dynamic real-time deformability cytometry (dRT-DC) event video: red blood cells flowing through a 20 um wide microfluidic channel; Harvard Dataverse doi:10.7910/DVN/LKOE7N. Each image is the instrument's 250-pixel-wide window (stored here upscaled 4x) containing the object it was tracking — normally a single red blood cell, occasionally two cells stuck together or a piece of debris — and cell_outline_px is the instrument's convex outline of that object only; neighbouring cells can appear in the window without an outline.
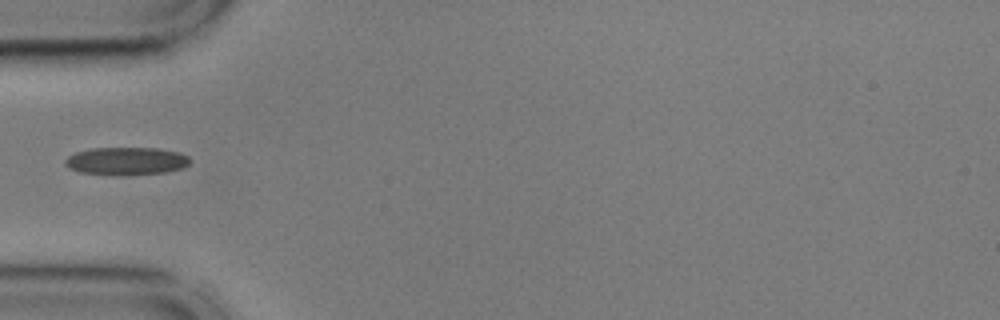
{"species": "common noctule bat (a hibernating species)", "species_latin": "Nyctalus noctula", "temperature_condition": "cold", "stored_images_in_passage": 38, "camera_frame_rate_fps": 3000, "um_per_image_px": 0.085, "animal": {"sex": "male", "body_mass_g": 17.9, "forearm_length_mm": 54.2}, "frame": {"image": 1, "passage_image": 1, "time_ms": 0.0, "image_size_px": [1000, 320], "cell_outline_px": [[192, 160], [184, 168], [164, 172], [80, 172], [68, 168], [64, 164], [64, 160], [68, 156], [76, 152], [92, 148], [160, 148], [180, 152], [188, 156]], "centroid_in_image_um": [10.77, 13.63], "position_along_channel_um": 74.2, "area_um2": 19.31}}
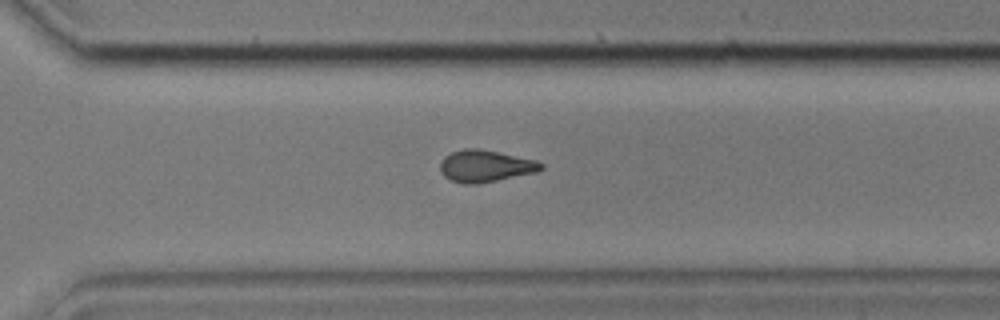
{"frame": {"image": 2, "passage_image": 22, "time_ms": 7.0, "image_size_px": [1000, 320], "cell_outline_px": [[544, 168], [536, 172], [480, 184], [460, 184], [444, 176], [440, 172], [440, 160], [444, 156], [452, 152], [464, 148], [480, 148], [536, 160], [544, 164]], "centroid_in_image_um": [41.24, 14.11], "position_along_channel_um": 329.4, "area_um2": 19.02}}
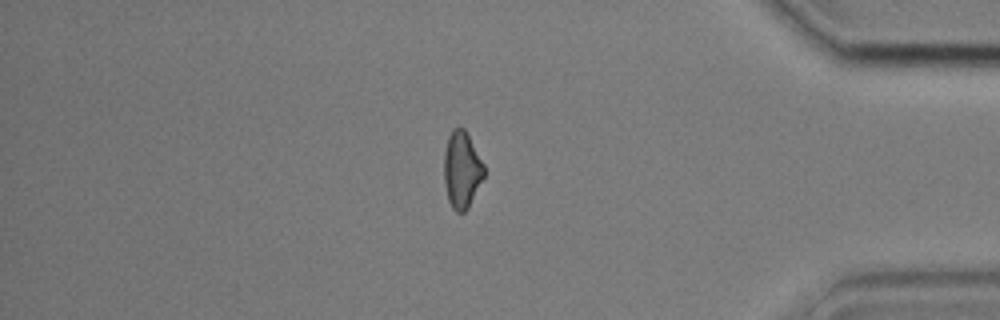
{"frame": {"image": 3, "passage_image": 30, "time_ms": 9.667, "image_size_px": [1000, 320], "cell_outline_px": [[484, 176], [468, 208], [464, 212], [456, 212], [452, 208], [448, 200], [444, 184], [444, 152], [448, 136], [452, 128], [464, 128], [484, 164]], "centroid_in_image_um": [39.24, 14.44], "position_along_channel_um": 396.0, "area_um2": 17.86}}